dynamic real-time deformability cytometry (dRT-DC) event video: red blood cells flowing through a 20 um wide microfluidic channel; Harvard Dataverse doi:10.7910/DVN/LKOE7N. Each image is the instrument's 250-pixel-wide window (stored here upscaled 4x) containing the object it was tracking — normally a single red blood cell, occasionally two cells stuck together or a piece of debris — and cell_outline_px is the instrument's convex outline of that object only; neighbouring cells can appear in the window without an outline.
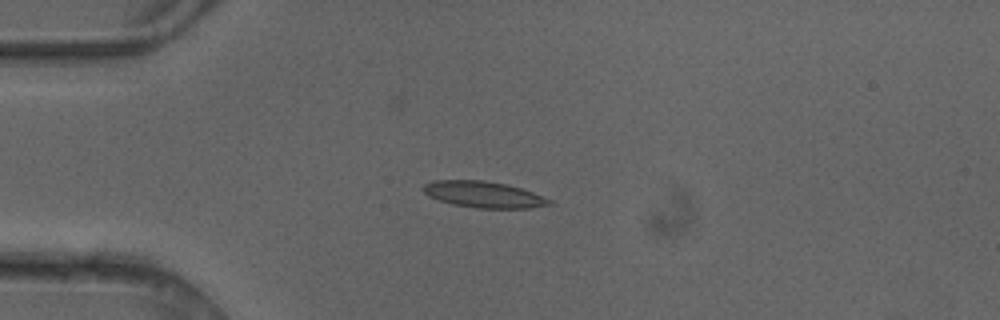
{"species": "common noctule bat (a hibernating species)", "species_latin": "Nyctalus noctula", "temperature_condition": "cold", "stored_images_in_passage": 5, "camera_frame_rate_fps": 3000, "um_per_image_px": 0.085, "animal": {"sex": "female"}, "frame": {"image": 1, "passage_image": 2, "time_ms": 0.333, "image_size_px": [1000, 320], "cell_outline_px": [[552, 204], [528, 208], [476, 208], [452, 204], [428, 196], [420, 188], [424, 184], [432, 180], [484, 180], [508, 184], [532, 192], [552, 200]], "centroid_in_image_um": [41.07, 16.52], "position_along_channel_um": 43.9, "area_um2": 19.36}}
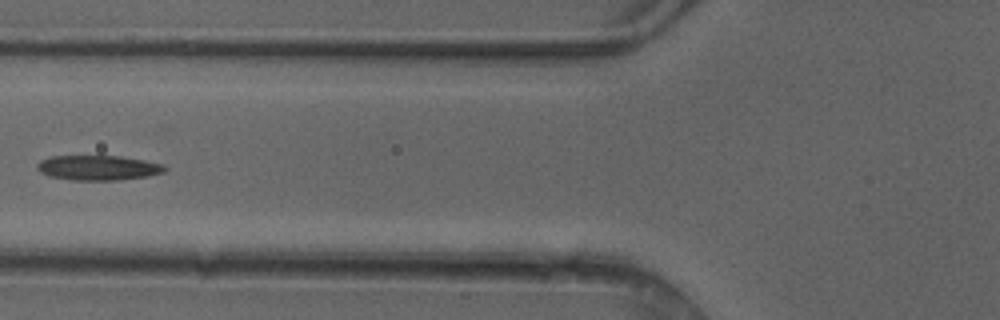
{"frame": {"image": 2, "passage_image": 4, "time_ms": 1.0, "image_size_px": [1000, 320], "cell_outline_px": [[168, 168], [164, 172], [148, 176], [120, 180], [72, 180], [48, 176], [40, 172], [36, 168], [36, 164], [40, 160], [52, 156], [120, 156], [144, 160], [164, 164]], "centroid_in_image_um": [8.34, 14.26], "position_along_channel_um": 117.5, "area_um2": 18.67}}
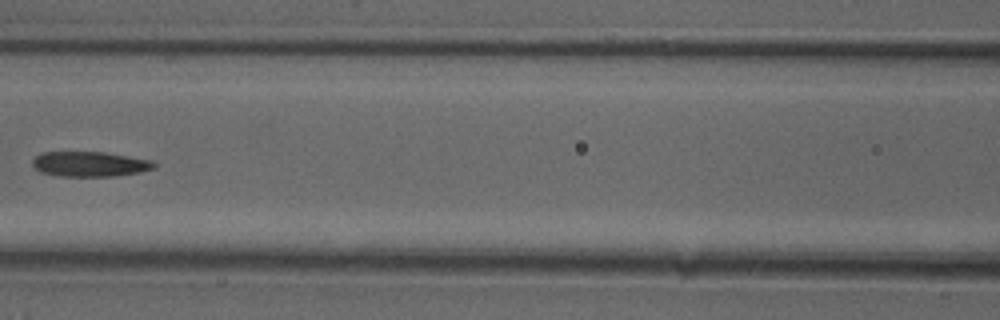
{"frame": {"image": 3, "passage_image": 5, "time_ms": 1.333, "image_size_px": [1000, 320], "cell_outline_px": [[156, 168], [140, 172], [112, 176], [60, 176], [40, 172], [32, 164], [32, 160], [40, 152], [104, 152], [152, 160], [156, 164]], "centroid_in_image_um": [7.64, 13.94], "position_along_channel_um": 159.0, "area_um2": 17.74}}